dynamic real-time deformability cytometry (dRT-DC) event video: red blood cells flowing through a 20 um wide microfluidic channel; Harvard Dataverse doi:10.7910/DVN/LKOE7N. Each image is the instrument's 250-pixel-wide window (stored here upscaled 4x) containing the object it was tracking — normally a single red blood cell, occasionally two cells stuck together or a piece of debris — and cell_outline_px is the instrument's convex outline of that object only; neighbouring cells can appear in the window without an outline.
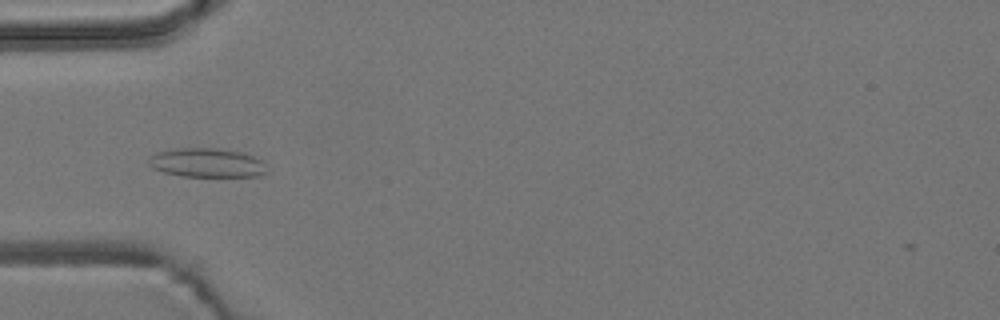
{"species": "common noctule bat (a hibernating species)", "species_latin": "Nyctalus noctula", "temperature_condition": "room temperature", "stored_images_in_passage": 3, "camera_frame_rate_fps": 3000, "um_per_image_px": 0.085, "animal": {"sex": "male", "body_mass_g": 19.2, "forearm_length_mm": 51.8}, "frame": {"image": 1, "passage_image": 1, "time_ms": 0.0, "image_size_px": [1000, 320], "cell_outline_px": [[268, 172], [260, 176], [180, 176], [164, 172], [152, 168], [148, 164], [148, 156], [156, 152], [176, 148], [216, 148], [244, 152], [260, 160], [264, 164]], "centroid_in_image_um": [17.55, 13.83], "position_along_channel_um": 67.4, "area_um2": 20.17}}
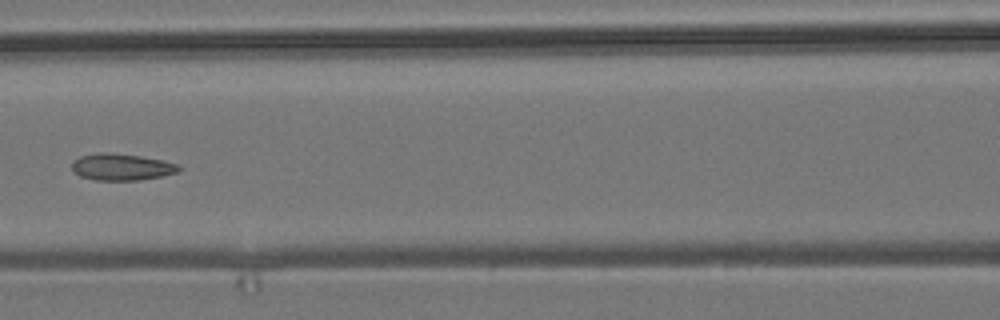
{"frame": {"image": 2, "passage_image": 3, "time_ms": 2.333, "image_size_px": [1000, 320], "cell_outline_px": [[180, 172], [140, 180], [96, 180], [80, 176], [72, 168], [72, 160], [80, 156], [96, 152], [108, 152], [140, 156], [164, 160], [180, 164]], "centroid_in_image_um": [10.35, 14.18], "position_along_channel_um": 156.3, "area_um2": 16.76}}